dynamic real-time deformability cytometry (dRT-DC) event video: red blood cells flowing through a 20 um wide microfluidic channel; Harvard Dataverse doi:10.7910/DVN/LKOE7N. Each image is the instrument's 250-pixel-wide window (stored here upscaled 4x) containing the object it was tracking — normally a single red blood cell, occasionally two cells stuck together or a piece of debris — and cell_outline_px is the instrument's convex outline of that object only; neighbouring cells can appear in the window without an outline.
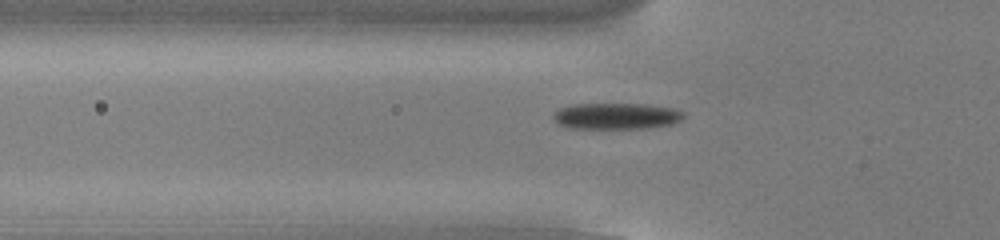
{"species": "common noctule bat (a hibernating species)", "species_latin": "Nyctalus noctula", "temperature_condition": "cold", "stored_images_in_passage": 54, "camera_frame_rate_fps": 3000, "um_per_image_px": 0.085, "animal": {"sex": "male", "body_mass_g": 13.0, "forearm_length_mm": 53.1}, "frame": {"image": 1, "passage_image": 18, "time_ms": 5.667, "image_size_px": [1000, 240], "cell_outline_px": [[684, 116], [680, 120], [672, 124], [644, 128], [572, 128], [560, 124], [552, 116], [560, 108], [576, 104], [644, 104], [676, 108], [684, 112]], "centroid_in_image_um": [52.44, 9.86], "position_along_channel_um": 73.4, "area_um2": 19.71}}
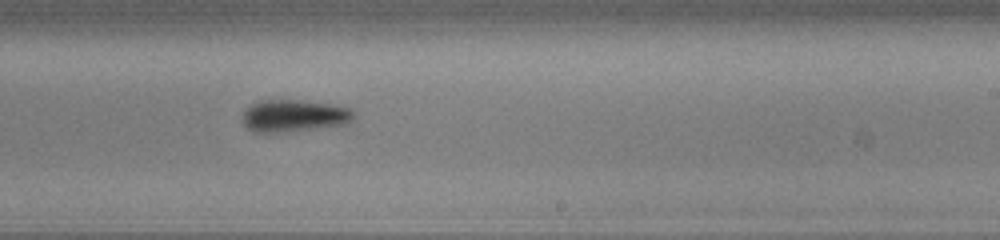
{"frame": {"image": 2, "passage_image": 33, "time_ms": 10.667, "image_size_px": [1000, 240], "cell_outline_px": [[356, 112], [352, 120], [344, 124], [276, 132], [256, 132], [248, 128], [240, 120], [244, 112], [252, 104], [260, 100], [300, 100], [332, 104], [352, 108]], "centroid_in_image_um": [24.99, 9.81], "position_along_channel_um": 264.0, "area_um2": 20.58}}
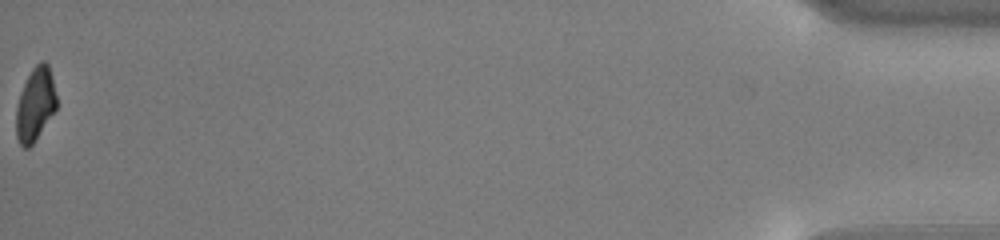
{"frame": {"image": 3, "passage_image": 54, "time_ms": 17.667, "image_size_px": [1000, 240], "cell_outline_px": [[56, 108], [32, 144], [28, 148], [24, 148], [20, 144], [16, 136], [16, 108], [20, 92], [32, 68], [40, 60], [44, 60], [48, 64], [56, 96]], "centroid_in_image_um": [2.97, 8.85], "position_along_channel_um": 432.2, "area_um2": 16.94}, "authors_computed_cell_mechanics": {"area_um2": 19.2763, "velocity_mm_per_s": 3.8162, "shape_relaxation_time_tau1_ms": 1.9138, "shape_relaxation_time_tau2_ms": null, "deformation_change_tau1": 0.1049, "deformation_change_tau2": null}}